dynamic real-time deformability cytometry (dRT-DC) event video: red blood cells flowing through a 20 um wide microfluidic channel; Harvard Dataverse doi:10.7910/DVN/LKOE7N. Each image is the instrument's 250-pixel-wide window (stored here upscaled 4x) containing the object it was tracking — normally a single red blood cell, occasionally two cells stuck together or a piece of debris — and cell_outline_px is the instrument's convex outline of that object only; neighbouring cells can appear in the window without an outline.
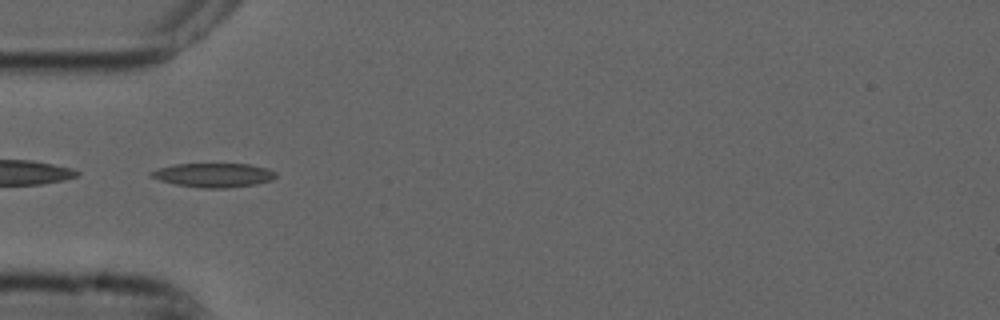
{"species": "common noctule bat (a hibernating species)", "species_latin": "Nyctalus noctula", "temperature_condition": "cold", "stored_images_in_passage": 51, "segment_of_instrument_passage": [2, 2], "camera_frame_rate_fps": 3000, "um_per_image_px": 0.085, "animal": {"sex": "male", "forearm_length_mm": 52.5}, "frame": {"image": 1, "passage_image": 14, "time_ms": 4.333, "image_size_px": [1000, 320], "cell_outline_px": [[276, 176], [272, 180], [256, 184], [224, 188], [204, 188], [176, 184], [160, 180], [148, 176], [148, 172], [160, 168], [176, 164], [248, 164], [268, 168], [276, 172]], "centroid_in_image_um": [18.16, 14.88], "position_along_channel_um": 66.8, "area_um2": 17.4}}
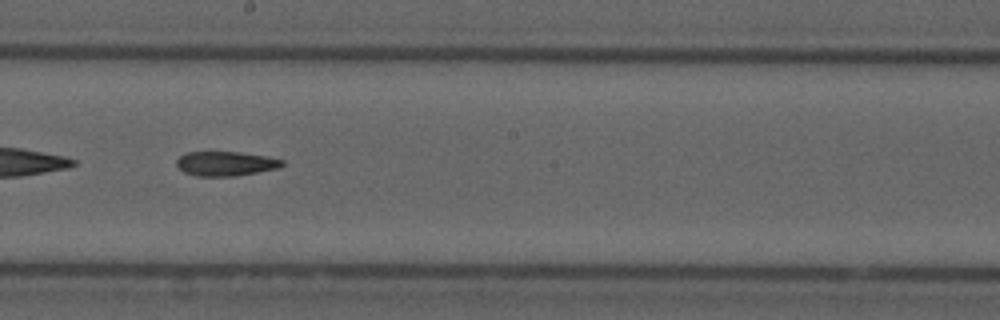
{"frame": {"image": 2, "passage_image": 27, "time_ms": 8.667, "image_size_px": [1000, 320], "cell_outline_px": [[284, 164], [280, 168], [236, 176], [196, 176], [184, 172], [176, 164], [176, 160], [184, 152], [240, 152], [268, 156], [284, 160]], "centroid_in_image_um": [19.21, 13.9], "position_along_channel_um": 229.0, "area_um2": 15.2}}
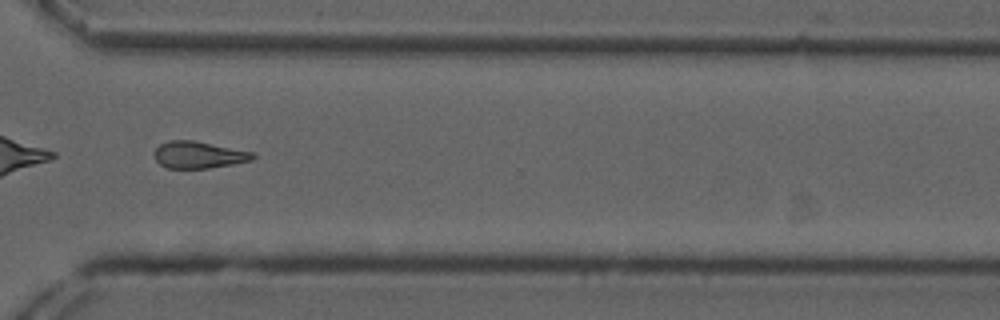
{"frame": {"image": 3, "passage_image": 37, "time_ms": 12.0, "image_size_px": [1000, 320], "cell_outline_px": [[256, 156], [252, 160], [232, 164], [208, 168], [168, 168], [160, 164], [152, 156], [152, 152], [160, 144], [168, 140], [196, 140], [256, 152]], "centroid_in_image_um": [16.89, 13.14], "position_along_channel_um": 353.7, "area_um2": 15.78}}